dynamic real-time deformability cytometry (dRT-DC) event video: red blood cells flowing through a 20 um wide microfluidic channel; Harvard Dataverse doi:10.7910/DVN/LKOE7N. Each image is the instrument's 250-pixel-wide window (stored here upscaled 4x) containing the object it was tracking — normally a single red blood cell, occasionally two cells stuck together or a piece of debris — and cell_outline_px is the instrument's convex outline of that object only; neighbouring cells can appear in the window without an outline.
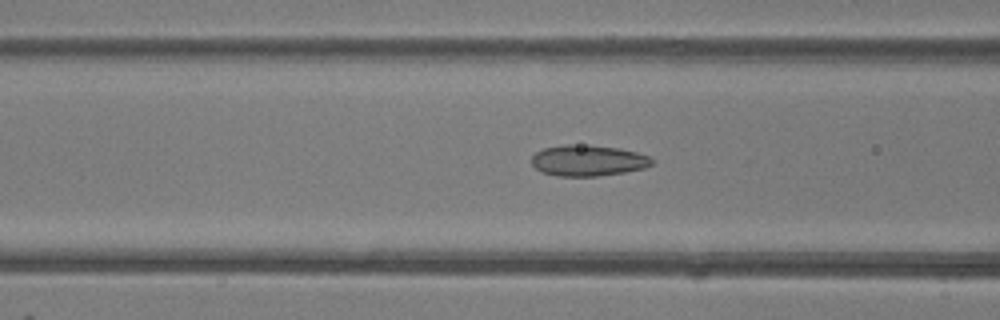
{"species": "common noctule bat (a hibernating species)", "species_latin": "Nyctalus noctula", "temperature_condition": "room temperature", "stored_images_in_passage": 40, "camera_frame_rate_fps": 3000, "um_per_image_px": 0.085, "animal": {"sex": "female"}, "frame": {"image": 1, "passage_image": 11, "time_ms": 3.333, "image_size_px": [1000, 320], "cell_outline_px": [[652, 164], [644, 168], [624, 172], [600, 176], [556, 176], [540, 172], [532, 164], [532, 156], [536, 152], [544, 148], [564, 144], [588, 144], [620, 148], [652, 156]], "centroid_in_image_um": [49.98, 13.63], "position_along_channel_um": 116.6, "area_um2": 22.02}}
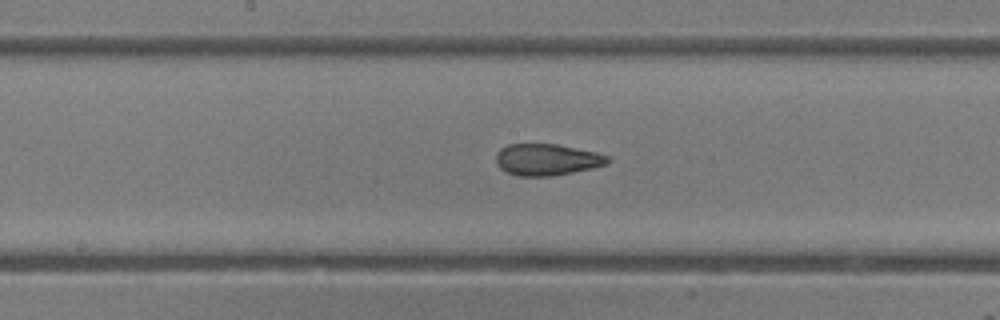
{"frame": {"image": 2, "passage_image": 17, "time_ms": 5.333, "image_size_px": [1000, 320], "cell_outline_px": [[612, 160], [608, 164], [592, 168], [552, 176], [516, 176], [500, 168], [496, 164], [496, 152], [500, 148], [508, 144], [556, 144], [596, 152], [608, 156]], "centroid_in_image_um": [46.48, 13.56], "position_along_channel_um": 201.7, "area_um2": 20.63}}
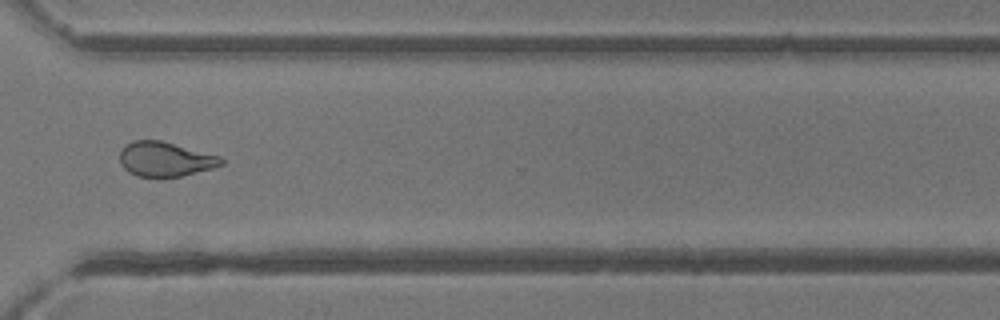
{"frame": {"image": 3, "passage_image": 28, "time_ms": 9.0, "image_size_px": [1000, 320], "cell_outline_px": [[224, 164], [212, 168], [180, 176], [136, 176], [128, 172], [120, 164], [120, 152], [132, 140], [160, 140], [220, 156], [224, 160]], "centroid_in_image_um": [14.04, 13.52], "position_along_channel_um": 356.6, "area_um2": 20.17}, "authors_computed_cell_mechanics": {"area_um2": 21.5305, "velocity_mm_per_s": 4.2365, "shape_relaxation_time_tau1_ms": 6.6409, "shape_relaxation_time_tau2_ms": 1.6301, "deformation_change_tau1": 0.1632, "deformation_change_tau2": 0.0951}}